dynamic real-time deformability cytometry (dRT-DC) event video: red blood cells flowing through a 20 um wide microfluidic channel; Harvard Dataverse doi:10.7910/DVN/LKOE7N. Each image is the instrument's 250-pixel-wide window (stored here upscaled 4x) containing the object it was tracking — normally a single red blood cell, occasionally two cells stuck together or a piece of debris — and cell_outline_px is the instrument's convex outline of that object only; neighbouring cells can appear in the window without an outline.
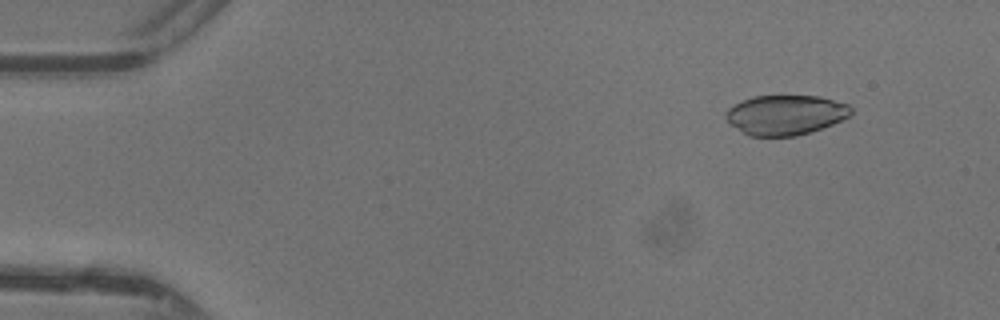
{"species": "common noctule bat (a hibernating species)", "species_latin": "Nyctalus noctula", "temperature_condition": "warm", "stored_images_in_passage": 47, "camera_frame_rate_fps": 3000, "um_per_image_px": 0.085, "animal": {"sex": "female"}, "frame": {"image": 1, "passage_image": 5, "time_ms": 1.333, "image_size_px": [1000, 320], "cell_outline_px": [[852, 112], [848, 116], [832, 124], [796, 136], [748, 136], [732, 124], [724, 116], [728, 108], [752, 96], [820, 96], [848, 104], [852, 108]], "centroid_in_image_um": [66.77, 9.76], "position_along_channel_um": 18.2, "area_um2": 28.73}}
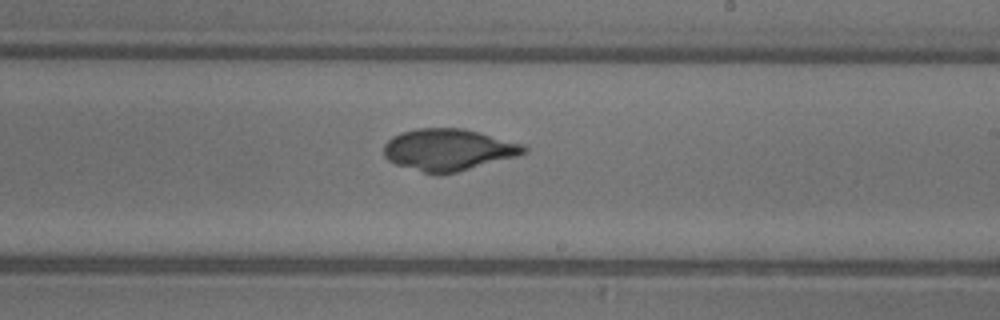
{"frame": {"image": 2, "passage_image": 28, "time_ms": 9.0, "image_size_px": [1000, 320], "cell_outline_px": [[528, 152], [516, 156], [456, 172], [424, 172], [396, 164], [388, 160], [384, 156], [384, 144], [392, 136], [400, 132], [416, 128], [464, 128], [524, 144], [528, 148]], "centroid_in_image_um": [38.11, 12.69], "position_along_channel_um": 250.9, "area_um2": 33.7}}
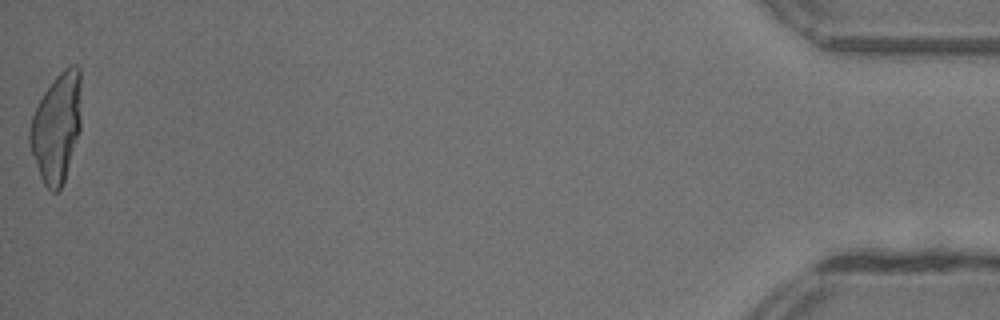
{"frame": {"image": 3, "passage_image": 47, "time_ms": 15.333, "image_size_px": [1000, 320], "cell_outline_px": [[80, 132], [64, 180], [60, 188], [56, 192], [52, 192], [44, 184], [40, 176], [28, 144], [28, 132], [32, 116], [44, 92], [56, 76], [68, 64], [76, 64], [80, 68]], "centroid_in_image_um": [4.8, 10.82], "position_along_channel_um": 430.4, "area_um2": 32.77}}